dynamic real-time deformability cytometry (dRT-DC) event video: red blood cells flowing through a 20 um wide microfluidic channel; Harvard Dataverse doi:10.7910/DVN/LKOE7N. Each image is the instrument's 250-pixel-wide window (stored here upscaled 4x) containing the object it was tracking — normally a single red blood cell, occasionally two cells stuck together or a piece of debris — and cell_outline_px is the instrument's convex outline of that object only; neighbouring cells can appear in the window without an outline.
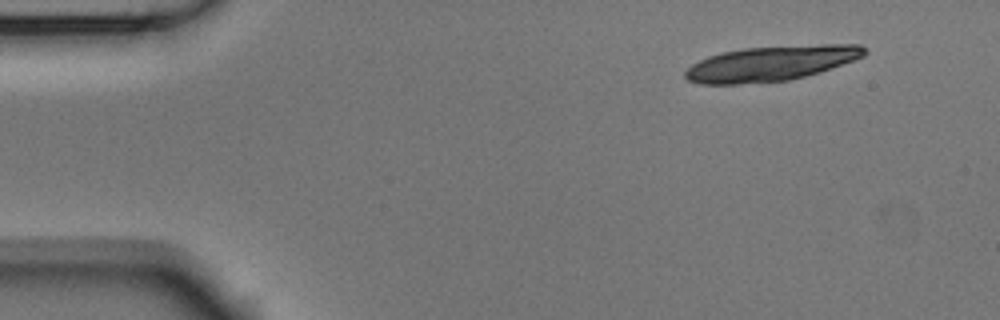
{"species": "Egyptian fruit bat (a non-hibernating species)", "species_latin": "Rousettus aegyptiacus", "temperature_condition": "room temperature", "stored_images_in_passage": 5, "camera_frame_rate_fps": 3000, "um_per_image_px": 0.085, "animal": {"sex": "male"}, "frame": {"image": 1, "passage_image": 1, "time_ms": 0.0, "image_size_px": [1000, 320], "cell_outline_px": [[868, 52], [864, 56], [820, 72], [788, 80], [736, 84], [700, 84], [688, 80], [684, 76], [684, 72], [692, 64], [708, 56], [724, 52], [744, 48], [820, 44], [860, 44]], "centroid_in_image_um": [65.54, 5.38], "position_along_channel_um": 19.5, "area_um2": 36.41}}